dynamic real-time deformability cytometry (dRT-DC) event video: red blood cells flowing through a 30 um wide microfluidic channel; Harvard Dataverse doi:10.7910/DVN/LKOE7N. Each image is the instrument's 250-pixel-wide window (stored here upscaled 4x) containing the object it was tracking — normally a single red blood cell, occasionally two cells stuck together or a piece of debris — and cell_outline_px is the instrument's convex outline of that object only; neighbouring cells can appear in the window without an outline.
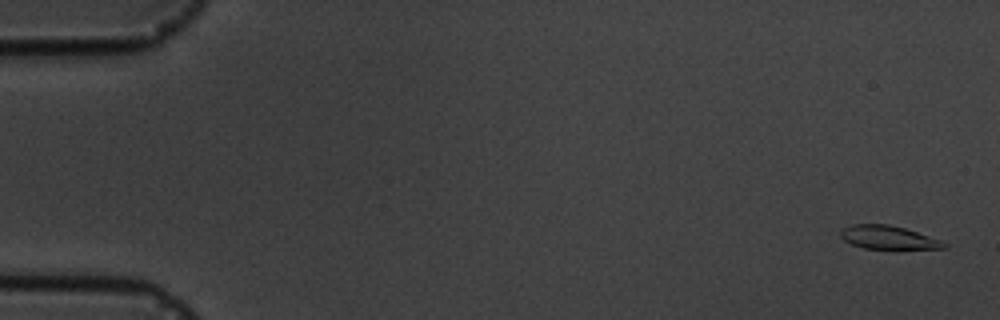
{"species": "common noctule bat (a hibernating species)", "species_latin": "Nyctalus noctula", "temperature_condition": "cold", "stored_images_in_passage": 17, "camera_frame_rate_fps": 3000, "um_per_image_px": 0.085, "animal": {"sex": "male", "body_mass_g": 19.5, "forearm_length_mm": 54.6}, "frame": {"image": 1, "passage_image": 1, "time_ms": 0.0, "image_size_px": [1000, 320], "cell_outline_px": [[948, 248], [864, 248], [852, 244], [844, 240], [840, 236], [840, 232], [844, 228], [852, 224], [888, 224], [904, 228], [940, 240], [948, 244]], "centroid_in_image_um": [75.48, 20.17], "position_along_channel_um": 9.5, "area_um2": 13.76}}
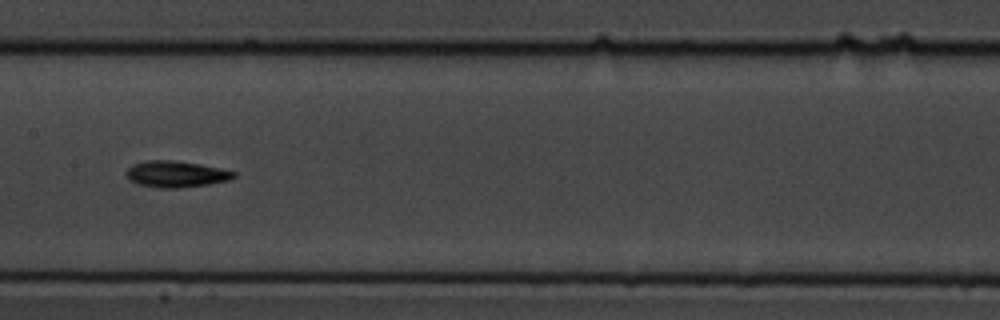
{"frame": {"image": 2, "passage_image": 9, "time_ms": 9.0, "image_size_px": [1000, 320], "cell_outline_px": [[236, 176], [228, 180], [208, 184], [180, 188], [160, 188], [136, 184], [124, 172], [132, 164], [148, 160], [172, 160], [200, 164], [220, 168], [236, 172]], "centroid_in_image_um": [14.95, 14.79], "position_along_channel_um": 192.5, "area_um2": 16.47}}
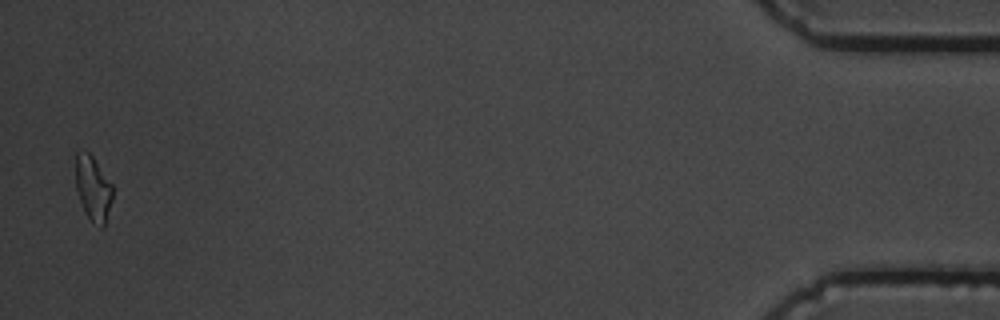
{"frame": {"image": 3, "passage_image": 17, "time_ms": 18.0, "image_size_px": [1000, 320], "cell_outline_px": [[112, 200], [104, 228], [100, 228], [92, 224], [80, 200], [76, 188], [76, 152], [80, 148], [84, 148], [92, 156], [112, 184]], "centroid_in_image_um": [7.91, 16.01], "position_along_channel_um": 427.3, "area_um2": 14.05}, "authors_computed_cell_mechanics": {"area_um2": 15.2592, "velocity_mm_per_s": 3.5713, "shape_relaxation_time_tau1_ms": 3.1325, "shape_relaxation_time_tau2_ms": null, "deformation_change_tau1": 0.1446, "deformation_change_tau2": null}}